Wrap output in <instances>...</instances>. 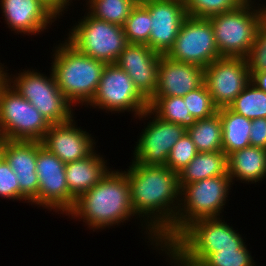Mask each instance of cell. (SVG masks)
I'll use <instances>...</instances> for the list:
<instances>
[{
    "label": "cell",
    "instance_id": "5b68a950",
    "mask_svg": "<svg viewBox=\"0 0 266 266\" xmlns=\"http://www.w3.org/2000/svg\"><path fill=\"white\" fill-rule=\"evenodd\" d=\"M259 5H263L262 7ZM237 6L234 10L209 19L219 54L222 57L246 58L255 41L266 6Z\"/></svg>",
    "mask_w": 266,
    "mask_h": 266
},
{
    "label": "cell",
    "instance_id": "8992f818",
    "mask_svg": "<svg viewBox=\"0 0 266 266\" xmlns=\"http://www.w3.org/2000/svg\"><path fill=\"white\" fill-rule=\"evenodd\" d=\"M23 71L13 77L7 72L6 82L36 107L50 124H61L75 118L72 109L75 105L59 90L52 70L50 77L35 69Z\"/></svg>",
    "mask_w": 266,
    "mask_h": 266
},
{
    "label": "cell",
    "instance_id": "4dcf8cb0",
    "mask_svg": "<svg viewBox=\"0 0 266 266\" xmlns=\"http://www.w3.org/2000/svg\"><path fill=\"white\" fill-rule=\"evenodd\" d=\"M203 263L206 266H256L245 244L242 248L219 249L211 253Z\"/></svg>",
    "mask_w": 266,
    "mask_h": 266
},
{
    "label": "cell",
    "instance_id": "7a4b0ae2",
    "mask_svg": "<svg viewBox=\"0 0 266 266\" xmlns=\"http://www.w3.org/2000/svg\"><path fill=\"white\" fill-rule=\"evenodd\" d=\"M65 216L83 220L93 231L119 226L121 222L136 217L125 170L109 169L95 186L76 200L73 209Z\"/></svg>",
    "mask_w": 266,
    "mask_h": 266
},
{
    "label": "cell",
    "instance_id": "9a60e30c",
    "mask_svg": "<svg viewBox=\"0 0 266 266\" xmlns=\"http://www.w3.org/2000/svg\"><path fill=\"white\" fill-rule=\"evenodd\" d=\"M142 4L150 13L149 47L165 55L187 17L184 0H144Z\"/></svg>",
    "mask_w": 266,
    "mask_h": 266
},
{
    "label": "cell",
    "instance_id": "e575fe53",
    "mask_svg": "<svg viewBox=\"0 0 266 266\" xmlns=\"http://www.w3.org/2000/svg\"><path fill=\"white\" fill-rule=\"evenodd\" d=\"M155 249L164 251L174 266H206L202 261L191 258L173 240L158 239L153 243ZM157 247V248H156Z\"/></svg>",
    "mask_w": 266,
    "mask_h": 266
},
{
    "label": "cell",
    "instance_id": "d6a6232c",
    "mask_svg": "<svg viewBox=\"0 0 266 266\" xmlns=\"http://www.w3.org/2000/svg\"><path fill=\"white\" fill-rule=\"evenodd\" d=\"M197 149L187 133L173 146L167 158L166 166L179 173L196 156Z\"/></svg>",
    "mask_w": 266,
    "mask_h": 266
},
{
    "label": "cell",
    "instance_id": "ffe728a7",
    "mask_svg": "<svg viewBox=\"0 0 266 266\" xmlns=\"http://www.w3.org/2000/svg\"><path fill=\"white\" fill-rule=\"evenodd\" d=\"M0 2L6 24L15 33L28 36L40 34L57 19L39 0H1Z\"/></svg>",
    "mask_w": 266,
    "mask_h": 266
},
{
    "label": "cell",
    "instance_id": "ab89813d",
    "mask_svg": "<svg viewBox=\"0 0 266 266\" xmlns=\"http://www.w3.org/2000/svg\"><path fill=\"white\" fill-rule=\"evenodd\" d=\"M4 67V64L0 63V88L5 84L7 77L8 70H4Z\"/></svg>",
    "mask_w": 266,
    "mask_h": 266
},
{
    "label": "cell",
    "instance_id": "f1b7e54d",
    "mask_svg": "<svg viewBox=\"0 0 266 266\" xmlns=\"http://www.w3.org/2000/svg\"><path fill=\"white\" fill-rule=\"evenodd\" d=\"M122 28L128 44H146L149 47L150 13L142 3L135 5Z\"/></svg>",
    "mask_w": 266,
    "mask_h": 266
},
{
    "label": "cell",
    "instance_id": "277c9868",
    "mask_svg": "<svg viewBox=\"0 0 266 266\" xmlns=\"http://www.w3.org/2000/svg\"><path fill=\"white\" fill-rule=\"evenodd\" d=\"M231 183L229 175H220L183 186L176 221L160 239L174 240L195 220L220 218L234 182Z\"/></svg>",
    "mask_w": 266,
    "mask_h": 266
},
{
    "label": "cell",
    "instance_id": "ba28073f",
    "mask_svg": "<svg viewBox=\"0 0 266 266\" xmlns=\"http://www.w3.org/2000/svg\"><path fill=\"white\" fill-rule=\"evenodd\" d=\"M47 119L10 84L0 88V134L7 140L42 141Z\"/></svg>",
    "mask_w": 266,
    "mask_h": 266
},
{
    "label": "cell",
    "instance_id": "74e56055",
    "mask_svg": "<svg viewBox=\"0 0 266 266\" xmlns=\"http://www.w3.org/2000/svg\"><path fill=\"white\" fill-rule=\"evenodd\" d=\"M56 18L68 9L67 6L71 5L72 0H39ZM70 3V4H69Z\"/></svg>",
    "mask_w": 266,
    "mask_h": 266
},
{
    "label": "cell",
    "instance_id": "2e32d148",
    "mask_svg": "<svg viewBox=\"0 0 266 266\" xmlns=\"http://www.w3.org/2000/svg\"><path fill=\"white\" fill-rule=\"evenodd\" d=\"M2 157L17 176L20 202L25 200L26 203L38 206L37 141L6 139Z\"/></svg>",
    "mask_w": 266,
    "mask_h": 266
},
{
    "label": "cell",
    "instance_id": "9c48e42d",
    "mask_svg": "<svg viewBox=\"0 0 266 266\" xmlns=\"http://www.w3.org/2000/svg\"><path fill=\"white\" fill-rule=\"evenodd\" d=\"M221 218H203L189 224L173 241L191 258L204 261L219 249L242 248L246 242Z\"/></svg>",
    "mask_w": 266,
    "mask_h": 266
},
{
    "label": "cell",
    "instance_id": "5bb4252c",
    "mask_svg": "<svg viewBox=\"0 0 266 266\" xmlns=\"http://www.w3.org/2000/svg\"><path fill=\"white\" fill-rule=\"evenodd\" d=\"M250 80L244 57H221L205 68L204 83L218 108L228 107Z\"/></svg>",
    "mask_w": 266,
    "mask_h": 266
},
{
    "label": "cell",
    "instance_id": "1f68e13d",
    "mask_svg": "<svg viewBox=\"0 0 266 266\" xmlns=\"http://www.w3.org/2000/svg\"><path fill=\"white\" fill-rule=\"evenodd\" d=\"M184 4L187 16L206 19L237 7L233 0H184Z\"/></svg>",
    "mask_w": 266,
    "mask_h": 266
},
{
    "label": "cell",
    "instance_id": "83f0119b",
    "mask_svg": "<svg viewBox=\"0 0 266 266\" xmlns=\"http://www.w3.org/2000/svg\"><path fill=\"white\" fill-rule=\"evenodd\" d=\"M228 107L250 120L266 118V92L250 81Z\"/></svg>",
    "mask_w": 266,
    "mask_h": 266
},
{
    "label": "cell",
    "instance_id": "d590c367",
    "mask_svg": "<svg viewBox=\"0 0 266 266\" xmlns=\"http://www.w3.org/2000/svg\"><path fill=\"white\" fill-rule=\"evenodd\" d=\"M0 196L4 199L20 201V186L17 176L3 157L0 158Z\"/></svg>",
    "mask_w": 266,
    "mask_h": 266
},
{
    "label": "cell",
    "instance_id": "4316f807",
    "mask_svg": "<svg viewBox=\"0 0 266 266\" xmlns=\"http://www.w3.org/2000/svg\"><path fill=\"white\" fill-rule=\"evenodd\" d=\"M88 13L99 19L122 26L137 4L133 0H86Z\"/></svg>",
    "mask_w": 266,
    "mask_h": 266
},
{
    "label": "cell",
    "instance_id": "7bdbcfd3",
    "mask_svg": "<svg viewBox=\"0 0 266 266\" xmlns=\"http://www.w3.org/2000/svg\"><path fill=\"white\" fill-rule=\"evenodd\" d=\"M135 1L136 3H142L144 0H133Z\"/></svg>",
    "mask_w": 266,
    "mask_h": 266
},
{
    "label": "cell",
    "instance_id": "52a82bcc",
    "mask_svg": "<svg viewBox=\"0 0 266 266\" xmlns=\"http://www.w3.org/2000/svg\"><path fill=\"white\" fill-rule=\"evenodd\" d=\"M68 33L67 41L80 53L94 59L115 64L128 45L122 26L91 16L87 11Z\"/></svg>",
    "mask_w": 266,
    "mask_h": 266
},
{
    "label": "cell",
    "instance_id": "ac0fdd59",
    "mask_svg": "<svg viewBox=\"0 0 266 266\" xmlns=\"http://www.w3.org/2000/svg\"><path fill=\"white\" fill-rule=\"evenodd\" d=\"M161 54L146 44H128L115 64L133 80L138 91L149 100L157 88Z\"/></svg>",
    "mask_w": 266,
    "mask_h": 266
},
{
    "label": "cell",
    "instance_id": "f35d334b",
    "mask_svg": "<svg viewBox=\"0 0 266 266\" xmlns=\"http://www.w3.org/2000/svg\"><path fill=\"white\" fill-rule=\"evenodd\" d=\"M250 81L260 90L266 92V70L254 72Z\"/></svg>",
    "mask_w": 266,
    "mask_h": 266
},
{
    "label": "cell",
    "instance_id": "e0dca14e",
    "mask_svg": "<svg viewBox=\"0 0 266 266\" xmlns=\"http://www.w3.org/2000/svg\"><path fill=\"white\" fill-rule=\"evenodd\" d=\"M41 142L65 164L88 157L96 146L91 134L78 128L74 119L51 124Z\"/></svg>",
    "mask_w": 266,
    "mask_h": 266
},
{
    "label": "cell",
    "instance_id": "f546056e",
    "mask_svg": "<svg viewBox=\"0 0 266 266\" xmlns=\"http://www.w3.org/2000/svg\"><path fill=\"white\" fill-rule=\"evenodd\" d=\"M187 110L198 119L212 116L218 112V107L214 104L211 94L204 83L197 89L190 91L183 96Z\"/></svg>",
    "mask_w": 266,
    "mask_h": 266
},
{
    "label": "cell",
    "instance_id": "3957f363",
    "mask_svg": "<svg viewBox=\"0 0 266 266\" xmlns=\"http://www.w3.org/2000/svg\"><path fill=\"white\" fill-rule=\"evenodd\" d=\"M64 41L52 50L50 70L59 90L73 105H87L96 93L106 63L80 53Z\"/></svg>",
    "mask_w": 266,
    "mask_h": 266
},
{
    "label": "cell",
    "instance_id": "484cf974",
    "mask_svg": "<svg viewBox=\"0 0 266 266\" xmlns=\"http://www.w3.org/2000/svg\"><path fill=\"white\" fill-rule=\"evenodd\" d=\"M148 101V109L163 121L179 124L185 129L196 123V118L187 110L183 97L152 96Z\"/></svg>",
    "mask_w": 266,
    "mask_h": 266
},
{
    "label": "cell",
    "instance_id": "4fadbf2b",
    "mask_svg": "<svg viewBox=\"0 0 266 266\" xmlns=\"http://www.w3.org/2000/svg\"><path fill=\"white\" fill-rule=\"evenodd\" d=\"M150 118H149V117ZM146 109L139 120L147 117V126L142 129L132 162L142 165H166L169 153L175 143L186 133V129L179 124L163 121Z\"/></svg>",
    "mask_w": 266,
    "mask_h": 266
},
{
    "label": "cell",
    "instance_id": "603a6c76",
    "mask_svg": "<svg viewBox=\"0 0 266 266\" xmlns=\"http://www.w3.org/2000/svg\"><path fill=\"white\" fill-rule=\"evenodd\" d=\"M220 175H228L227 155L223 151L198 152L178 173L179 187Z\"/></svg>",
    "mask_w": 266,
    "mask_h": 266
},
{
    "label": "cell",
    "instance_id": "cb8c5ba5",
    "mask_svg": "<svg viewBox=\"0 0 266 266\" xmlns=\"http://www.w3.org/2000/svg\"><path fill=\"white\" fill-rule=\"evenodd\" d=\"M222 123V151L230 153L250 146L251 121L229 107L218 108Z\"/></svg>",
    "mask_w": 266,
    "mask_h": 266
},
{
    "label": "cell",
    "instance_id": "b9f144b4",
    "mask_svg": "<svg viewBox=\"0 0 266 266\" xmlns=\"http://www.w3.org/2000/svg\"><path fill=\"white\" fill-rule=\"evenodd\" d=\"M6 139L0 134V158L2 157L3 147Z\"/></svg>",
    "mask_w": 266,
    "mask_h": 266
},
{
    "label": "cell",
    "instance_id": "d4e9b609",
    "mask_svg": "<svg viewBox=\"0 0 266 266\" xmlns=\"http://www.w3.org/2000/svg\"><path fill=\"white\" fill-rule=\"evenodd\" d=\"M186 133L195 144L197 152L222 151V123L219 113L198 119L186 129Z\"/></svg>",
    "mask_w": 266,
    "mask_h": 266
},
{
    "label": "cell",
    "instance_id": "836d02e7",
    "mask_svg": "<svg viewBox=\"0 0 266 266\" xmlns=\"http://www.w3.org/2000/svg\"><path fill=\"white\" fill-rule=\"evenodd\" d=\"M246 59L250 76L254 72L266 70V14L262 18L255 41Z\"/></svg>",
    "mask_w": 266,
    "mask_h": 266
},
{
    "label": "cell",
    "instance_id": "6da1fadb",
    "mask_svg": "<svg viewBox=\"0 0 266 266\" xmlns=\"http://www.w3.org/2000/svg\"><path fill=\"white\" fill-rule=\"evenodd\" d=\"M131 163L125 171L130 185L131 206L136 218L143 219L141 226H145L152 245L176 221L181 193L178 173L166 165Z\"/></svg>",
    "mask_w": 266,
    "mask_h": 266
},
{
    "label": "cell",
    "instance_id": "8d00e7d4",
    "mask_svg": "<svg viewBox=\"0 0 266 266\" xmlns=\"http://www.w3.org/2000/svg\"><path fill=\"white\" fill-rule=\"evenodd\" d=\"M250 146L266 149V118L251 121Z\"/></svg>",
    "mask_w": 266,
    "mask_h": 266
},
{
    "label": "cell",
    "instance_id": "44dd1931",
    "mask_svg": "<svg viewBox=\"0 0 266 266\" xmlns=\"http://www.w3.org/2000/svg\"><path fill=\"white\" fill-rule=\"evenodd\" d=\"M96 150L88 157L66 164V182L70 191V211L76 200L95 186L110 169Z\"/></svg>",
    "mask_w": 266,
    "mask_h": 266
},
{
    "label": "cell",
    "instance_id": "d6986e66",
    "mask_svg": "<svg viewBox=\"0 0 266 266\" xmlns=\"http://www.w3.org/2000/svg\"><path fill=\"white\" fill-rule=\"evenodd\" d=\"M205 68L177 62L161 55L157 88L153 96L183 97L204 84Z\"/></svg>",
    "mask_w": 266,
    "mask_h": 266
},
{
    "label": "cell",
    "instance_id": "60d3db41",
    "mask_svg": "<svg viewBox=\"0 0 266 266\" xmlns=\"http://www.w3.org/2000/svg\"><path fill=\"white\" fill-rule=\"evenodd\" d=\"M237 6H255V0H233Z\"/></svg>",
    "mask_w": 266,
    "mask_h": 266
},
{
    "label": "cell",
    "instance_id": "7402d4cb",
    "mask_svg": "<svg viewBox=\"0 0 266 266\" xmlns=\"http://www.w3.org/2000/svg\"><path fill=\"white\" fill-rule=\"evenodd\" d=\"M228 175L233 182L256 183L266 178V149L248 146L227 156ZM263 179V180H262Z\"/></svg>",
    "mask_w": 266,
    "mask_h": 266
},
{
    "label": "cell",
    "instance_id": "30bf717a",
    "mask_svg": "<svg viewBox=\"0 0 266 266\" xmlns=\"http://www.w3.org/2000/svg\"><path fill=\"white\" fill-rule=\"evenodd\" d=\"M112 113L134 112L139 117L149 107V101L138 91L133 80L116 64H106L96 93L87 107Z\"/></svg>",
    "mask_w": 266,
    "mask_h": 266
},
{
    "label": "cell",
    "instance_id": "7c38bea8",
    "mask_svg": "<svg viewBox=\"0 0 266 266\" xmlns=\"http://www.w3.org/2000/svg\"><path fill=\"white\" fill-rule=\"evenodd\" d=\"M65 168V163L37 141L38 207L56 213L60 211L63 215L70 212V191Z\"/></svg>",
    "mask_w": 266,
    "mask_h": 266
},
{
    "label": "cell",
    "instance_id": "8fae6325",
    "mask_svg": "<svg viewBox=\"0 0 266 266\" xmlns=\"http://www.w3.org/2000/svg\"><path fill=\"white\" fill-rule=\"evenodd\" d=\"M165 56L177 62L202 68L221 58L209 19L187 16L180 26L173 46Z\"/></svg>",
    "mask_w": 266,
    "mask_h": 266
}]
</instances>
